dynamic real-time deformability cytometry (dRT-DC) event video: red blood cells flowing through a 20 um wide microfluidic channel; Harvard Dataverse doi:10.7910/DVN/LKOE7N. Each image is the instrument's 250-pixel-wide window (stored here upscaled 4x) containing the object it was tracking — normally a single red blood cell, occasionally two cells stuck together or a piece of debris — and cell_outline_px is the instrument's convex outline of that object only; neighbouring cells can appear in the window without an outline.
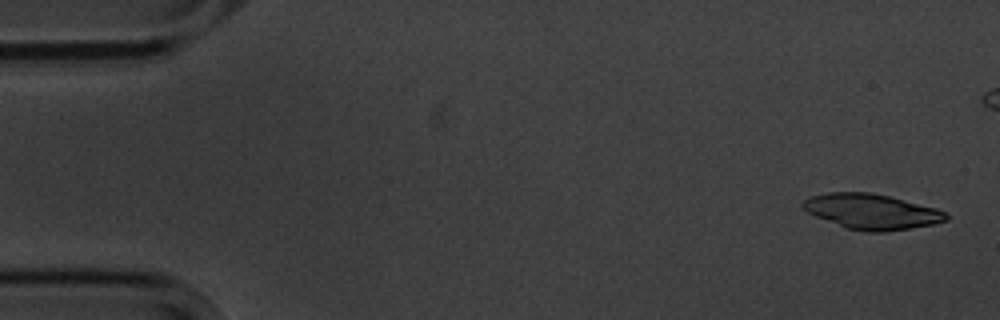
{"species": "common noctule bat (a hibernating species)", "species_latin": "Nyctalus noctula", "temperature_condition": "cold", "stored_images_in_passage": 7, "segment_of_instrument_passage": [1, 2], "camera_frame_rate_fps": 3000, "um_per_image_px": 0.085, "animal": {"sex": "male", "body_mass_g": 20.1, "forearm_length_mm": 53.5}, "frame": {"image": 1, "passage_image": 1, "time_ms": 0.0, "image_size_px": [1000, 320], "cell_outline_px": [[948, 220], [932, 224], [884, 232], [864, 232], [844, 228], [816, 216], [808, 212], [800, 204], [804, 200], [812, 196], [828, 192], [872, 192], [936, 208], [944, 212], [948, 216]], "centroid_in_image_um": [74.06, 17.98], "position_along_channel_um": 10.9, "area_um2": 29.25}}